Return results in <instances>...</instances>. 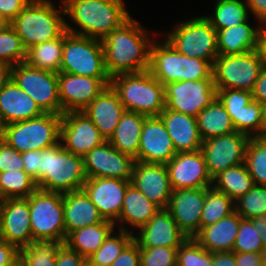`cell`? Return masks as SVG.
<instances>
[{"label": "cell", "mask_w": 266, "mask_h": 266, "mask_svg": "<svg viewBox=\"0 0 266 266\" xmlns=\"http://www.w3.org/2000/svg\"><path fill=\"white\" fill-rule=\"evenodd\" d=\"M132 16L103 40L104 65L110 78L149 70L152 40Z\"/></svg>", "instance_id": "cell-1"}, {"label": "cell", "mask_w": 266, "mask_h": 266, "mask_svg": "<svg viewBox=\"0 0 266 266\" xmlns=\"http://www.w3.org/2000/svg\"><path fill=\"white\" fill-rule=\"evenodd\" d=\"M61 2L65 16H68L79 28L75 29L65 21L66 30L99 40H103L131 17L123 0H62Z\"/></svg>", "instance_id": "cell-2"}, {"label": "cell", "mask_w": 266, "mask_h": 266, "mask_svg": "<svg viewBox=\"0 0 266 266\" xmlns=\"http://www.w3.org/2000/svg\"><path fill=\"white\" fill-rule=\"evenodd\" d=\"M39 168L37 189L47 192L80 190L87 180L83 157L68 152L61 143L39 150Z\"/></svg>", "instance_id": "cell-3"}, {"label": "cell", "mask_w": 266, "mask_h": 266, "mask_svg": "<svg viewBox=\"0 0 266 266\" xmlns=\"http://www.w3.org/2000/svg\"><path fill=\"white\" fill-rule=\"evenodd\" d=\"M61 4V9H57L51 0H31L10 22L26 50L58 38L66 30L65 10Z\"/></svg>", "instance_id": "cell-4"}, {"label": "cell", "mask_w": 266, "mask_h": 266, "mask_svg": "<svg viewBox=\"0 0 266 266\" xmlns=\"http://www.w3.org/2000/svg\"><path fill=\"white\" fill-rule=\"evenodd\" d=\"M110 85L126 111L151 117L159 116L165 109L164 86L149 70L114 76Z\"/></svg>", "instance_id": "cell-5"}, {"label": "cell", "mask_w": 266, "mask_h": 266, "mask_svg": "<svg viewBox=\"0 0 266 266\" xmlns=\"http://www.w3.org/2000/svg\"><path fill=\"white\" fill-rule=\"evenodd\" d=\"M149 71L163 86L177 81L214 79L213 65L209 61L185 56L165 39L158 43L153 40Z\"/></svg>", "instance_id": "cell-6"}, {"label": "cell", "mask_w": 266, "mask_h": 266, "mask_svg": "<svg viewBox=\"0 0 266 266\" xmlns=\"http://www.w3.org/2000/svg\"><path fill=\"white\" fill-rule=\"evenodd\" d=\"M62 115H43L0 127V138L20 153L42 150L60 143Z\"/></svg>", "instance_id": "cell-7"}, {"label": "cell", "mask_w": 266, "mask_h": 266, "mask_svg": "<svg viewBox=\"0 0 266 266\" xmlns=\"http://www.w3.org/2000/svg\"><path fill=\"white\" fill-rule=\"evenodd\" d=\"M60 72L98 78L109 86L111 78L105 69L101 40L65 30Z\"/></svg>", "instance_id": "cell-8"}, {"label": "cell", "mask_w": 266, "mask_h": 266, "mask_svg": "<svg viewBox=\"0 0 266 266\" xmlns=\"http://www.w3.org/2000/svg\"><path fill=\"white\" fill-rule=\"evenodd\" d=\"M191 18L175 25L164 39L179 53L207 60L213 65L219 56L217 31L204 16Z\"/></svg>", "instance_id": "cell-9"}, {"label": "cell", "mask_w": 266, "mask_h": 266, "mask_svg": "<svg viewBox=\"0 0 266 266\" xmlns=\"http://www.w3.org/2000/svg\"><path fill=\"white\" fill-rule=\"evenodd\" d=\"M26 199L29 202L33 241L62 239L65 242L63 193L36 189Z\"/></svg>", "instance_id": "cell-10"}, {"label": "cell", "mask_w": 266, "mask_h": 266, "mask_svg": "<svg viewBox=\"0 0 266 266\" xmlns=\"http://www.w3.org/2000/svg\"><path fill=\"white\" fill-rule=\"evenodd\" d=\"M262 68L258 49L244 54L219 55L213 64L214 85L217 89L252 92Z\"/></svg>", "instance_id": "cell-11"}, {"label": "cell", "mask_w": 266, "mask_h": 266, "mask_svg": "<svg viewBox=\"0 0 266 266\" xmlns=\"http://www.w3.org/2000/svg\"><path fill=\"white\" fill-rule=\"evenodd\" d=\"M12 80L24 90L45 113L62 115L58 73L41 70L26 62L16 64L12 68Z\"/></svg>", "instance_id": "cell-12"}, {"label": "cell", "mask_w": 266, "mask_h": 266, "mask_svg": "<svg viewBox=\"0 0 266 266\" xmlns=\"http://www.w3.org/2000/svg\"><path fill=\"white\" fill-rule=\"evenodd\" d=\"M165 108L197 117L217 98L214 79L177 81L164 85Z\"/></svg>", "instance_id": "cell-13"}, {"label": "cell", "mask_w": 266, "mask_h": 266, "mask_svg": "<svg viewBox=\"0 0 266 266\" xmlns=\"http://www.w3.org/2000/svg\"><path fill=\"white\" fill-rule=\"evenodd\" d=\"M250 138L244 133L235 131L203 141L200 150L212 179L227 168L245 163Z\"/></svg>", "instance_id": "cell-14"}, {"label": "cell", "mask_w": 266, "mask_h": 266, "mask_svg": "<svg viewBox=\"0 0 266 266\" xmlns=\"http://www.w3.org/2000/svg\"><path fill=\"white\" fill-rule=\"evenodd\" d=\"M105 141L106 139L84 112L62 114L60 143L68 152L83 157Z\"/></svg>", "instance_id": "cell-15"}, {"label": "cell", "mask_w": 266, "mask_h": 266, "mask_svg": "<svg viewBox=\"0 0 266 266\" xmlns=\"http://www.w3.org/2000/svg\"><path fill=\"white\" fill-rule=\"evenodd\" d=\"M83 163L87 178L131 180L135 159L105 141L83 156Z\"/></svg>", "instance_id": "cell-16"}, {"label": "cell", "mask_w": 266, "mask_h": 266, "mask_svg": "<svg viewBox=\"0 0 266 266\" xmlns=\"http://www.w3.org/2000/svg\"><path fill=\"white\" fill-rule=\"evenodd\" d=\"M165 166L172 190L212 187L201 150L176 153Z\"/></svg>", "instance_id": "cell-17"}, {"label": "cell", "mask_w": 266, "mask_h": 266, "mask_svg": "<svg viewBox=\"0 0 266 266\" xmlns=\"http://www.w3.org/2000/svg\"><path fill=\"white\" fill-rule=\"evenodd\" d=\"M0 238L21 249L33 241L29 202L6 198L0 204Z\"/></svg>", "instance_id": "cell-18"}, {"label": "cell", "mask_w": 266, "mask_h": 266, "mask_svg": "<svg viewBox=\"0 0 266 266\" xmlns=\"http://www.w3.org/2000/svg\"><path fill=\"white\" fill-rule=\"evenodd\" d=\"M107 87L100 79L72 73H58L63 113L82 112Z\"/></svg>", "instance_id": "cell-19"}, {"label": "cell", "mask_w": 266, "mask_h": 266, "mask_svg": "<svg viewBox=\"0 0 266 266\" xmlns=\"http://www.w3.org/2000/svg\"><path fill=\"white\" fill-rule=\"evenodd\" d=\"M176 153L173 141L162 119L159 116L146 117L135 161L167 164Z\"/></svg>", "instance_id": "cell-20"}, {"label": "cell", "mask_w": 266, "mask_h": 266, "mask_svg": "<svg viewBox=\"0 0 266 266\" xmlns=\"http://www.w3.org/2000/svg\"><path fill=\"white\" fill-rule=\"evenodd\" d=\"M131 180L87 178L83 190L105 220L116 223L122 211L126 190Z\"/></svg>", "instance_id": "cell-21"}, {"label": "cell", "mask_w": 266, "mask_h": 266, "mask_svg": "<svg viewBox=\"0 0 266 266\" xmlns=\"http://www.w3.org/2000/svg\"><path fill=\"white\" fill-rule=\"evenodd\" d=\"M131 184L160 209H167L172 195L165 164L135 161Z\"/></svg>", "instance_id": "cell-22"}, {"label": "cell", "mask_w": 266, "mask_h": 266, "mask_svg": "<svg viewBox=\"0 0 266 266\" xmlns=\"http://www.w3.org/2000/svg\"><path fill=\"white\" fill-rule=\"evenodd\" d=\"M206 188L173 190L167 210L179 229L193 238L200 231Z\"/></svg>", "instance_id": "cell-23"}, {"label": "cell", "mask_w": 266, "mask_h": 266, "mask_svg": "<svg viewBox=\"0 0 266 266\" xmlns=\"http://www.w3.org/2000/svg\"><path fill=\"white\" fill-rule=\"evenodd\" d=\"M138 232L137 236L134 235V241L139 248H179L188 238L167 209H160Z\"/></svg>", "instance_id": "cell-24"}, {"label": "cell", "mask_w": 266, "mask_h": 266, "mask_svg": "<svg viewBox=\"0 0 266 266\" xmlns=\"http://www.w3.org/2000/svg\"><path fill=\"white\" fill-rule=\"evenodd\" d=\"M44 113L12 79L0 89V127L36 118Z\"/></svg>", "instance_id": "cell-25"}, {"label": "cell", "mask_w": 266, "mask_h": 266, "mask_svg": "<svg viewBox=\"0 0 266 266\" xmlns=\"http://www.w3.org/2000/svg\"><path fill=\"white\" fill-rule=\"evenodd\" d=\"M125 111L116 91L109 85L82 112L108 141Z\"/></svg>", "instance_id": "cell-26"}, {"label": "cell", "mask_w": 266, "mask_h": 266, "mask_svg": "<svg viewBox=\"0 0 266 266\" xmlns=\"http://www.w3.org/2000/svg\"><path fill=\"white\" fill-rule=\"evenodd\" d=\"M159 117L171 137L177 153L194 152L201 149L203 140L199 134L196 117L166 108Z\"/></svg>", "instance_id": "cell-27"}, {"label": "cell", "mask_w": 266, "mask_h": 266, "mask_svg": "<svg viewBox=\"0 0 266 266\" xmlns=\"http://www.w3.org/2000/svg\"><path fill=\"white\" fill-rule=\"evenodd\" d=\"M63 208L66 236L76 229L105 221L83 189L63 193Z\"/></svg>", "instance_id": "cell-28"}, {"label": "cell", "mask_w": 266, "mask_h": 266, "mask_svg": "<svg viewBox=\"0 0 266 266\" xmlns=\"http://www.w3.org/2000/svg\"><path fill=\"white\" fill-rule=\"evenodd\" d=\"M242 217L235 211L213 225L201 228L193 237L209 252L233 251Z\"/></svg>", "instance_id": "cell-29"}, {"label": "cell", "mask_w": 266, "mask_h": 266, "mask_svg": "<svg viewBox=\"0 0 266 266\" xmlns=\"http://www.w3.org/2000/svg\"><path fill=\"white\" fill-rule=\"evenodd\" d=\"M160 210L158 206L152 203L145 195H143L135 186L131 183L125 193L122 211L119 219V229L126 230L127 228L122 225L126 222L132 228H140L148 223V221ZM123 222V223H122Z\"/></svg>", "instance_id": "cell-30"}, {"label": "cell", "mask_w": 266, "mask_h": 266, "mask_svg": "<svg viewBox=\"0 0 266 266\" xmlns=\"http://www.w3.org/2000/svg\"><path fill=\"white\" fill-rule=\"evenodd\" d=\"M261 27L252 28L248 21L217 31L219 55L244 54L258 48Z\"/></svg>", "instance_id": "cell-31"}, {"label": "cell", "mask_w": 266, "mask_h": 266, "mask_svg": "<svg viewBox=\"0 0 266 266\" xmlns=\"http://www.w3.org/2000/svg\"><path fill=\"white\" fill-rule=\"evenodd\" d=\"M114 229L115 223L105 220L70 232L64 243L87 259L103 245Z\"/></svg>", "instance_id": "cell-32"}, {"label": "cell", "mask_w": 266, "mask_h": 266, "mask_svg": "<svg viewBox=\"0 0 266 266\" xmlns=\"http://www.w3.org/2000/svg\"><path fill=\"white\" fill-rule=\"evenodd\" d=\"M147 116L125 111L108 142L121 153L138 155L142 127Z\"/></svg>", "instance_id": "cell-33"}, {"label": "cell", "mask_w": 266, "mask_h": 266, "mask_svg": "<svg viewBox=\"0 0 266 266\" xmlns=\"http://www.w3.org/2000/svg\"><path fill=\"white\" fill-rule=\"evenodd\" d=\"M196 118L203 141L236 131L225 106L218 98L204 108Z\"/></svg>", "instance_id": "cell-34"}, {"label": "cell", "mask_w": 266, "mask_h": 266, "mask_svg": "<svg viewBox=\"0 0 266 266\" xmlns=\"http://www.w3.org/2000/svg\"><path fill=\"white\" fill-rule=\"evenodd\" d=\"M254 185L245 163L227 168L212 179V187L233 201L249 192Z\"/></svg>", "instance_id": "cell-35"}, {"label": "cell", "mask_w": 266, "mask_h": 266, "mask_svg": "<svg viewBox=\"0 0 266 266\" xmlns=\"http://www.w3.org/2000/svg\"><path fill=\"white\" fill-rule=\"evenodd\" d=\"M65 31L50 41H45L26 50L25 62L35 68L51 72H60Z\"/></svg>", "instance_id": "cell-36"}, {"label": "cell", "mask_w": 266, "mask_h": 266, "mask_svg": "<svg viewBox=\"0 0 266 266\" xmlns=\"http://www.w3.org/2000/svg\"><path fill=\"white\" fill-rule=\"evenodd\" d=\"M62 239H37L19 249L18 266H56V256Z\"/></svg>", "instance_id": "cell-37"}, {"label": "cell", "mask_w": 266, "mask_h": 266, "mask_svg": "<svg viewBox=\"0 0 266 266\" xmlns=\"http://www.w3.org/2000/svg\"><path fill=\"white\" fill-rule=\"evenodd\" d=\"M213 15L204 16L216 30L240 25L249 19L246 0H216Z\"/></svg>", "instance_id": "cell-38"}, {"label": "cell", "mask_w": 266, "mask_h": 266, "mask_svg": "<svg viewBox=\"0 0 266 266\" xmlns=\"http://www.w3.org/2000/svg\"><path fill=\"white\" fill-rule=\"evenodd\" d=\"M114 232V233H113ZM134 240V234L119 229L112 231L103 245L86 259L89 266H111L120 253Z\"/></svg>", "instance_id": "cell-39"}, {"label": "cell", "mask_w": 266, "mask_h": 266, "mask_svg": "<svg viewBox=\"0 0 266 266\" xmlns=\"http://www.w3.org/2000/svg\"><path fill=\"white\" fill-rule=\"evenodd\" d=\"M234 212V201L213 187L206 188V199L201 212L200 229L213 225Z\"/></svg>", "instance_id": "cell-40"}, {"label": "cell", "mask_w": 266, "mask_h": 266, "mask_svg": "<svg viewBox=\"0 0 266 266\" xmlns=\"http://www.w3.org/2000/svg\"><path fill=\"white\" fill-rule=\"evenodd\" d=\"M37 189L24 169L0 172V198H27Z\"/></svg>", "instance_id": "cell-41"}, {"label": "cell", "mask_w": 266, "mask_h": 266, "mask_svg": "<svg viewBox=\"0 0 266 266\" xmlns=\"http://www.w3.org/2000/svg\"><path fill=\"white\" fill-rule=\"evenodd\" d=\"M245 164L254 184L266 186V139L250 138L246 150Z\"/></svg>", "instance_id": "cell-42"}, {"label": "cell", "mask_w": 266, "mask_h": 266, "mask_svg": "<svg viewBox=\"0 0 266 266\" xmlns=\"http://www.w3.org/2000/svg\"><path fill=\"white\" fill-rule=\"evenodd\" d=\"M234 211L244 219L266 216V186L254 185L234 201Z\"/></svg>", "instance_id": "cell-43"}, {"label": "cell", "mask_w": 266, "mask_h": 266, "mask_svg": "<svg viewBox=\"0 0 266 266\" xmlns=\"http://www.w3.org/2000/svg\"><path fill=\"white\" fill-rule=\"evenodd\" d=\"M0 60L12 66L26 60V49L21 38L10 25L0 31Z\"/></svg>", "instance_id": "cell-44"}, {"label": "cell", "mask_w": 266, "mask_h": 266, "mask_svg": "<svg viewBox=\"0 0 266 266\" xmlns=\"http://www.w3.org/2000/svg\"><path fill=\"white\" fill-rule=\"evenodd\" d=\"M177 266H213V253L187 238L177 250Z\"/></svg>", "instance_id": "cell-45"}, {"label": "cell", "mask_w": 266, "mask_h": 266, "mask_svg": "<svg viewBox=\"0 0 266 266\" xmlns=\"http://www.w3.org/2000/svg\"><path fill=\"white\" fill-rule=\"evenodd\" d=\"M217 98L225 106L235 130L239 132V112L253 100L252 93L238 89H217Z\"/></svg>", "instance_id": "cell-46"}, {"label": "cell", "mask_w": 266, "mask_h": 266, "mask_svg": "<svg viewBox=\"0 0 266 266\" xmlns=\"http://www.w3.org/2000/svg\"><path fill=\"white\" fill-rule=\"evenodd\" d=\"M263 241L259 232L254 228L252 219H241L238 234L233 246V252L261 253Z\"/></svg>", "instance_id": "cell-47"}, {"label": "cell", "mask_w": 266, "mask_h": 266, "mask_svg": "<svg viewBox=\"0 0 266 266\" xmlns=\"http://www.w3.org/2000/svg\"><path fill=\"white\" fill-rule=\"evenodd\" d=\"M263 121V105L252 100L239 112V132L258 137Z\"/></svg>", "instance_id": "cell-48"}, {"label": "cell", "mask_w": 266, "mask_h": 266, "mask_svg": "<svg viewBox=\"0 0 266 266\" xmlns=\"http://www.w3.org/2000/svg\"><path fill=\"white\" fill-rule=\"evenodd\" d=\"M178 248H140V266H177Z\"/></svg>", "instance_id": "cell-49"}, {"label": "cell", "mask_w": 266, "mask_h": 266, "mask_svg": "<svg viewBox=\"0 0 266 266\" xmlns=\"http://www.w3.org/2000/svg\"><path fill=\"white\" fill-rule=\"evenodd\" d=\"M23 166L22 153L0 138V172L22 170Z\"/></svg>", "instance_id": "cell-50"}, {"label": "cell", "mask_w": 266, "mask_h": 266, "mask_svg": "<svg viewBox=\"0 0 266 266\" xmlns=\"http://www.w3.org/2000/svg\"><path fill=\"white\" fill-rule=\"evenodd\" d=\"M111 266H140V248L133 240L113 261Z\"/></svg>", "instance_id": "cell-51"}, {"label": "cell", "mask_w": 266, "mask_h": 266, "mask_svg": "<svg viewBox=\"0 0 266 266\" xmlns=\"http://www.w3.org/2000/svg\"><path fill=\"white\" fill-rule=\"evenodd\" d=\"M86 264V259L69 248L65 243L59 249L56 256V266H85Z\"/></svg>", "instance_id": "cell-52"}, {"label": "cell", "mask_w": 266, "mask_h": 266, "mask_svg": "<svg viewBox=\"0 0 266 266\" xmlns=\"http://www.w3.org/2000/svg\"><path fill=\"white\" fill-rule=\"evenodd\" d=\"M31 0H0V15L9 23Z\"/></svg>", "instance_id": "cell-53"}, {"label": "cell", "mask_w": 266, "mask_h": 266, "mask_svg": "<svg viewBox=\"0 0 266 266\" xmlns=\"http://www.w3.org/2000/svg\"><path fill=\"white\" fill-rule=\"evenodd\" d=\"M23 169L37 184L40 181L39 150L22 153Z\"/></svg>", "instance_id": "cell-54"}, {"label": "cell", "mask_w": 266, "mask_h": 266, "mask_svg": "<svg viewBox=\"0 0 266 266\" xmlns=\"http://www.w3.org/2000/svg\"><path fill=\"white\" fill-rule=\"evenodd\" d=\"M19 249L0 238V266H18Z\"/></svg>", "instance_id": "cell-55"}, {"label": "cell", "mask_w": 266, "mask_h": 266, "mask_svg": "<svg viewBox=\"0 0 266 266\" xmlns=\"http://www.w3.org/2000/svg\"><path fill=\"white\" fill-rule=\"evenodd\" d=\"M237 266H265L261 253L234 252Z\"/></svg>", "instance_id": "cell-56"}, {"label": "cell", "mask_w": 266, "mask_h": 266, "mask_svg": "<svg viewBox=\"0 0 266 266\" xmlns=\"http://www.w3.org/2000/svg\"><path fill=\"white\" fill-rule=\"evenodd\" d=\"M252 98L262 105L266 104V68L263 67L252 90Z\"/></svg>", "instance_id": "cell-57"}, {"label": "cell", "mask_w": 266, "mask_h": 266, "mask_svg": "<svg viewBox=\"0 0 266 266\" xmlns=\"http://www.w3.org/2000/svg\"><path fill=\"white\" fill-rule=\"evenodd\" d=\"M247 6L259 24H266V0H246Z\"/></svg>", "instance_id": "cell-58"}, {"label": "cell", "mask_w": 266, "mask_h": 266, "mask_svg": "<svg viewBox=\"0 0 266 266\" xmlns=\"http://www.w3.org/2000/svg\"><path fill=\"white\" fill-rule=\"evenodd\" d=\"M213 266H237L233 251L213 253Z\"/></svg>", "instance_id": "cell-59"}, {"label": "cell", "mask_w": 266, "mask_h": 266, "mask_svg": "<svg viewBox=\"0 0 266 266\" xmlns=\"http://www.w3.org/2000/svg\"><path fill=\"white\" fill-rule=\"evenodd\" d=\"M13 66L0 60V89L12 79Z\"/></svg>", "instance_id": "cell-60"}, {"label": "cell", "mask_w": 266, "mask_h": 266, "mask_svg": "<svg viewBox=\"0 0 266 266\" xmlns=\"http://www.w3.org/2000/svg\"><path fill=\"white\" fill-rule=\"evenodd\" d=\"M261 29L259 32L258 40V51L263 61V67L266 68V24L260 25Z\"/></svg>", "instance_id": "cell-61"}, {"label": "cell", "mask_w": 266, "mask_h": 266, "mask_svg": "<svg viewBox=\"0 0 266 266\" xmlns=\"http://www.w3.org/2000/svg\"><path fill=\"white\" fill-rule=\"evenodd\" d=\"M254 222V228L260 234L263 241V246H266V216H260L252 219Z\"/></svg>", "instance_id": "cell-62"}, {"label": "cell", "mask_w": 266, "mask_h": 266, "mask_svg": "<svg viewBox=\"0 0 266 266\" xmlns=\"http://www.w3.org/2000/svg\"><path fill=\"white\" fill-rule=\"evenodd\" d=\"M258 137L266 139V104L263 105V121H262L261 132Z\"/></svg>", "instance_id": "cell-63"}, {"label": "cell", "mask_w": 266, "mask_h": 266, "mask_svg": "<svg viewBox=\"0 0 266 266\" xmlns=\"http://www.w3.org/2000/svg\"><path fill=\"white\" fill-rule=\"evenodd\" d=\"M9 24L10 23L0 15V31L4 30Z\"/></svg>", "instance_id": "cell-64"}, {"label": "cell", "mask_w": 266, "mask_h": 266, "mask_svg": "<svg viewBox=\"0 0 266 266\" xmlns=\"http://www.w3.org/2000/svg\"><path fill=\"white\" fill-rule=\"evenodd\" d=\"M261 256L263 259V263L266 266V246H263L262 250H261Z\"/></svg>", "instance_id": "cell-65"}]
</instances>
